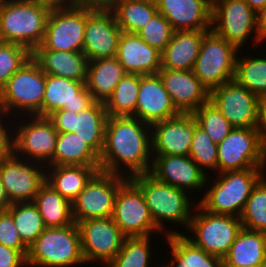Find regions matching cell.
Returning <instances> with one entry per match:
<instances>
[{
    "mask_svg": "<svg viewBox=\"0 0 266 267\" xmlns=\"http://www.w3.org/2000/svg\"><path fill=\"white\" fill-rule=\"evenodd\" d=\"M151 151V125L133 116H108L100 171L127 178L147 173L152 166Z\"/></svg>",
    "mask_w": 266,
    "mask_h": 267,
    "instance_id": "1",
    "label": "cell"
},
{
    "mask_svg": "<svg viewBox=\"0 0 266 267\" xmlns=\"http://www.w3.org/2000/svg\"><path fill=\"white\" fill-rule=\"evenodd\" d=\"M51 10L36 0L0 2V42L24 46L32 53L43 41Z\"/></svg>",
    "mask_w": 266,
    "mask_h": 267,
    "instance_id": "2",
    "label": "cell"
},
{
    "mask_svg": "<svg viewBox=\"0 0 266 267\" xmlns=\"http://www.w3.org/2000/svg\"><path fill=\"white\" fill-rule=\"evenodd\" d=\"M130 179L140 188L155 226L165 232L164 221L177 223L188 228L192 217V203L188 192L164 183L149 172L137 174ZM163 229V230H162Z\"/></svg>",
    "mask_w": 266,
    "mask_h": 267,
    "instance_id": "3",
    "label": "cell"
},
{
    "mask_svg": "<svg viewBox=\"0 0 266 267\" xmlns=\"http://www.w3.org/2000/svg\"><path fill=\"white\" fill-rule=\"evenodd\" d=\"M262 169L225 171L218 174V180L205 192L199 205L213 214L240 217L253 187L264 176Z\"/></svg>",
    "mask_w": 266,
    "mask_h": 267,
    "instance_id": "4",
    "label": "cell"
},
{
    "mask_svg": "<svg viewBox=\"0 0 266 267\" xmlns=\"http://www.w3.org/2000/svg\"><path fill=\"white\" fill-rule=\"evenodd\" d=\"M85 264L78 225L46 227L29 247L28 266L72 267Z\"/></svg>",
    "mask_w": 266,
    "mask_h": 267,
    "instance_id": "5",
    "label": "cell"
},
{
    "mask_svg": "<svg viewBox=\"0 0 266 267\" xmlns=\"http://www.w3.org/2000/svg\"><path fill=\"white\" fill-rule=\"evenodd\" d=\"M45 82L46 74L31 57L0 90V111L10 115L21 110L19 114L24 112L26 117L28 114L42 116Z\"/></svg>",
    "mask_w": 266,
    "mask_h": 267,
    "instance_id": "6",
    "label": "cell"
},
{
    "mask_svg": "<svg viewBox=\"0 0 266 267\" xmlns=\"http://www.w3.org/2000/svg\"><path fill=\"white\" fill-rule=\"evenodd\" d=\"M195 212L190 220L186 236L194 245L207 253L223 258L234 243L237 234L242 229L240 217L223 214H213L204 210L197 202Z\"/></svg>",
    "mask_w": 266,
    "mask_h": 267,
    "instance_id": "7",
    "label": "cell"
},
{
    "mask_svg": "<svg viewBox=\"0 0 266 267\" xmlns=\"http://www.w3.org/2000/svg\"><path fill=\"white\" fill-rule=\"evenodd\" d=\"M239 50L212 29L203 37L193 73L209 90L234 79Z\"/></svg>",
    "mask_w": 266,
    "mask_h": 267,
    "instance_id": "8",
    "label": "cell"
},
{
    "mask_svg": "<svg viewBox=\"0 0 266 267\" xmlns=\"http://www.w3.org/2000/svg\"><path fill=\"white\" fill-rule=\"evenodd\" d=\"M217 148V173L266 168V150L257 128H233Z\"/></svg>",
    "mask_w": 266,
    "mask_h": 267,
    "instance_id": "9",
    "label": "cell"
},
{
    "mask_svg": "<svg viewBox=\"0 0 266 267\" xmlns=\"http://www.w3.org/2000/svg\"><path fill=\"white\" fill-rule=\"evenodd\" d=\"M87 7L52 8L42 43L35 50L82 52Z\"/></svg>",
    "mask_w": 266,
    "mask_h": 267,
    "instance_id": "10",
    "label": "cell"
},
{
    "mask_svg": "<svg viewBox=\"0 0 266 267\" xmlns=\"http://www.w3.org/2000/svg\"><path fill=\"white\" fill-rule=\"evenodd\" d=\"M211 29L238 50L254 31L255 44L264 41L257 29L256 13L245 0H219L212 5ZM258 42V43H257Z\"/></svg>",
    "mask_w": 266,
    "mask_h": 267,
    "instance_id": "11",
    "label": "cell"
},
{
    "mask_svg": "<svg viewBox=\"0 0 266 267\" xmlns=\"http://www.w3.org/2000/svg\"><path fill=\"white\" fill-rule=\"evenodd\" d=\"M126 238L160 232L154 224L140 188L128 178L118 189L112 217Z\"/></svg>",
    "mask_w": 266,
    "mask_h": 267,
    "instance_id": "12",
    "label": "cell"
},
{
    "mask_svg": "<svg viewBox=\"0 0 266 267\" xmlns=\"http://www.w3.org/2000/svg\"><path fill=\"white\" fill-rule=\"evenodd\" d=\"M127 179L119 174L98 171L72 202L74 222L112 217L116 194Z\"/></svg>",
    "mask_w": 266,
    "mask_h": 267,
    "instance_id": "13",
    "label": "cell"
},
{
    "mask_svg": "<svg viewBox=\"0 0 266 267\" xmlns=\"http://www.w3.org/2000/svg\"><path fill=\"white\" fill-rule=\"evenodd\" d=\"M25 122L27 123L22 121L16 127L17 129L14 128L16 134L12 133L14 134V154L25 160L53 166V154L58 138L54 124L48 117L37 115H29Z\"/></svg>",
    "mask_w": 266,
    "mask_h": 267,
    "instance_id": "14",
    "label": "cell"
},
{
    "mask_svg": "<svg viewBox=\"0 0 266 267\" xmlns=\"http://www.w3.org/2000/svg\"><path fill=\"white\" fill-rule=\"evenodd\" d=\"M259 98L233 79L211 90L209 101L233 128H257Z\"/></svg>",
    "mask_w": 266,
    "mask_h": 267,
    "instance_id": "15",
    "label": "cell"
},
{
    "mask_svg": "<svg viewBox=\"0 0 266 267\" xmlns=\"http://www.w3.org/2000/svg\"><path fill=\"white\" fill-rule=\"evenodd\" d=\"M57 132H72L87 143L99 156L104 147L108 115L104 103L95 101L79 113L57 110L48 116Z\"/></svg>",
    "mask_w": 266,
    "mask_h": 267,
    "instance_id": "16",
    "label": "cell"
},
{
    "mask_svg": "<svg viewBox=\"0 0 266 267\" xmlns=\"http://www.w3.org/2000/svg\"><path fill=\"white\" fill-rule=\"evenodd\" d=\"M39 166L40 162L25 160L15 154L0 161V180L11 204L34 201L46 182V166Z\"/></svg>",
    "mask_w": 266,
    "mask_h": 267,
    "instance_id": "17",
    "label": "cell"
},
{
    "mask_svg": "<svg viewBox=\"0 0 266 267\" xmlns=\"http://www.w3.org/2000/svg\"><path fill=\"white\" fill-rule=\"evenodd\" d=\"M85 263L102 261L107 265L120 251L125 236L111 217L77 223Z\"/></svg>",
    "mask_w": 266,
    "mask_h": 267,
    "instance_id": "18",
    "label": "cell"
},
{
    "mask_svg": "<svg viewBox=\"0 0 266 267\" xmlns=\"http://www.w3.org/2000/svg\"><path fill=\"white\" fill-rule=\"evenodd\" d=\"M121 33L111 9L88 8L82 52L88 61L116 57Z\"/></svg>",
    "mask_w": 266,
    "mask_h": 267,
    "instance_id": "19",
    "label": "cell"
},
{
    "mask_svg": "<svg viewBox=\"0 0 266 267\" xmlns=\"http://www.w3.org/2000/svg\"><path fill=\"white\" fill-rule=\"evenodd\" d=\"M196 125L197 120L192 113H180L152 124V155L189 156Z\"/></svg>",
    "mask_w": 266,
    "mask_h": 267,
    "instance_id": "20",
    "label": "cell"
},
{
    "mask_svg": "<svg viewBox=\"0 0 266 267\" xmlns=\"http://www.w3.org/2000/svg\"><path fill=\"white\" fill-rule=\"evenodd\" d=\"M85 82L46 74L42 116L48 117L60 109L79 113L90 107L95 100Z\"/></svg>",
    "mask_w": 266,
    "mask_h": 267,
    "instance_id": "21",
    "label": "cell"
},
{
    "mask_svg": "<svg viewBox=\"0 0 266 267\" xmlns=\"http://www.w3.org/2000/svg\"><path fill=\"white\" fill-rule=\"evenodd\" d=\"M149 173L156 179L183 191L203 189L205 188L204 185L208 186L207 183L209 182V177L189 156H152V166Z\"/></svg>",
    "mask_w": 266,
    "mask_h": 267,
    "instance_id": "22",
    "label": "cell"
},
{
    "mask_svg": "<svg viewBox=\"0 0 266 267\" xmlns=\"http://www.w3.org/2000/svg\"><path fill=\"white\" fill-rule=\"evenodd\" d=\"M179 114L159 74L140 75L138 100L132 116L152 125Z\"/></svg>",
    "mask_w": 266,
    "mask_h": 267,
    "instance_id": "23",
    "label": "cell"
},
{
    "mask_svg": "<svg viewBox=\"0 0 266 267\" xmlns=\"http://www.w3.org/2000/svg\"><path fill=\"white\" fill-rule=\"evenodd\" d=\"M171 101L180 113H193L209 101V90L193 70L160 69L158 72Z\"/></svg>",
    "mask_w": 266,
    "mask_h": 267,
    "instance_id": "24",
    "label": "cell"
},
{
    "mask_svg": "<svg viewBox=\"0 0 266 267\" xmlns=\"http://www.w3.org/2000/svg\"><path fill=\"white\" fill-rule=\"evenodd\" d=\"M159 13L174 31L211 30L212 4L208 0H155Z\"/></svg>",
    "mask_w": 266,
    "mask_h": 267,
    "instance_id": "25",
    "label": "cell"
},
{
    "mask_svg": "<svg viewBox=\"0 0 266 267\" xmlns=\"http://www.w3.org/2000/svg\"><path fill=\"white\" fill-rule=\"evenodd\" d=\"M116 58L130 74H158L161 69V52L144 42L137 33L122 31Z\"/></svg>",
    "mask_w": 266,
    "mask_h": 267,
    "instance_id": "26",
    "label": "cell"
},
{
    "mask_svg": "<svg viewBox=\"0 0 266 267\" xmlns=\"http://www.w3.org/2000/svg\"><path fill=\"white\" fill-rule=\"evenodd\" d=\"M207 31L209 30L174 31L161 52V69L193 70Z\"/></svg>",
    "mask_w": 266,
    "mask_h": 267,
    "instance_id": "27",
    "label": "cell"
},
{
    "mask_svg": "<svg viewBox=\"0 0 266 267\" xmlns=\"http://www.w3.org/2000/svg\"><path fill=\"white\" fill-rule=\"evenodd\" d=\"M31 57L45 74L86 81L88 59L83 52L34 50Z\"/></svg>",
    "mask_w": 266,
    "mask_h": 267,
    "instance_id": "28",
    "label": "cell"
},
{
    "mask_svg": "<svg viewBox=\"0 0 266 267\" xmlns=\"http://www.w3.org/2000/svg\"><path fill=\"white\" fill-rule=\"evenodd\" d=\"M223 261L231 267H266V233L242 227Z\"/></svg>",
    "mask_w": 266,
    "mask_h": 267,
    "instance_id": "29",
    "label": "cell"
},
{
    "mask_svg": "<svg viewBox=\"0 0 266 267\" xmlns=\"http://www.w3.org/2000/svg\"><path fill=\"white\" fill-rule=\"evenodd\" d=\"M125 74L116 57L89 61L85 86L95 101L105 103Z\"/></svg>",
    "mask_w": 266,
    "mask_h": 267,
    "instance_id": "30",
    "label": "cell"
},
{
    "mask_svg": "<svg viewBox=\"0 0 266 267\" xmlns=\"http://www.w3.org/2000/svg\"><path fill=\"white\" fill-rule=\"evenodd\" d=\"M168 231L164 235L171 248L172 261L161 267H222L223 258L197 247L184 233Z\"/></svg>",
    "mask_w": 266,
    "mask_h": 267,
    "instance_id": "31",
    "label": "cell"
},
{
    "mask_svg": "<svg viewBox=\"0 0 266 267\" xmlns=\"http://www.w3.org/2000/svg\"><path fill=\"white\" fill-rule=\"evenodd\" d=\"M52 170L49 171V168ZM46 183L71 203L78 197L100 166H48ZM48 172V173H47Z\"/></svg>",
    "mask_w": 266,
    "mask_h": 267,
    "instance_id": "32",
    "label": "cell"
},
{
    "mask_svg": "<svg viewBox=\"0 0 266 267\" xmlns=\"http://www.w3.org/2000/svg\"><path fill=\"white\" fill-rule=\"evenodd\" d=\"M53 165L100 166V156L77 134L58 132Z\"/></svg>",
    "mask_w": 266,
    "mask_h": 267,
    "instance_id": "33",
    "label": "cell"
},
{
    "mask_svg": "<svg viewBox=\"0 0 266 267\" xmlns=\"http://www.w3.org/2000/svg\"><path fill=\"white\" fill-rule=\"evenodd\" d=\"M33 202L37 205L45 227H63L74 223L72 203L46 182L40 187Z\"/></svg>",
    "mask_w": 266,
    "mask_h": 267,
    "instance_id": "34",
    "label": "cell"
},
{
    "mask_svg": "<svg viewBox=\"0 0 266 267\" xmlns=\"http://www.w3.org/2000/svg\"><path fill=\"white\" fill-rule=\"evenodd\" d=\"M113 11L120 29L137 33L158 12L155 0H116Z\"/></svg>",
    "mask_w": 266,
    "mask_h": 267,
    "instance_id": "35",
    "label": "cell"
},
{
    "mask_svg": "<svg viewBox=\"0 0 266 267\" xmlns=\"http://www.w3.org/2000/svg\"><path fill=\"white\" fill-rule=\"evenodd\" d=\"M140 75L126 73L104 103L108 116H132L135 113Z\"/></svg>",
    "mask_w": 266,
    "mask_h": 267,
    "instance_id": "36",
    "label": "cell"
},
{
    "mask_svg": "<svg viewBox=\"0 0 266 267\" xmlns=\"http://www.w3.org/2000/svg\"><path fill=\"white\" fill-rule=\"evenodd\" d=\"M7 211L13 217L21 240L29 248L46 228L37 205L33 201L12 203Z\"/></svg>",
    "mask_w": 266,
    "mask_h": 267,
    "instance_id": "37",
    "label": "cell"
},
{
    "mask_svg": "<svg viewBox=\"0 0 266 267\" xmlns=\"http://www.w3.org/2000/svg\"><path fill=\"white\" fill-rule=\"evenodd\" d=\"M236 57L234 80L257 96L266 95V58Z\"/></svg>",
    "mask_w": 266,
    "mask_h": 267,
    "instance_id": "38",
    "label": "cell"
},
{
    "mask_svg": "<svg viewBox=\"0 0 266 267\" xmlns=\"http://www.w3.org/2000/svg\"><path fill=\"white\" fill-rule=\"evenodd\" d=\"M264 177L253 187L240 220L243 228L266 233V177Z\"/></svg>",
    "mask_w": 266,
    "mask_h": 267,
    "instance_id": "39",
    "label": "cell"
},
{
    "mask_svg": "<svg viewBox=\"0 0 266 267\" xmlns=\"http://www.w3.org/2000/svg\"><path fill=\"white\" fill-rule=\"evenodd\" d=\"M150 239L151 236L125 238L120 251L107 267H149L152 257Z\"/></svg>",
    "mask_w": 266,
    "mask_h": 267,
    "instance_id": "40",
    "label": "cell"
},
{
    "mask_svg": "<svg viewBox=\"0 0 266 267\" xmlns=\"http://www.w3.org/2000/svg\"><path fill=\"white\" fill-rule=\"evenodd\" d=\"M192 114L198 126L210 136L215 144H219L233 129L230 122L211 101L202 104Z\"/></svg>",
    "mask_w": 266,
    "mask_h": 267,
    "instance_id": "41",
    "label": "cell"
},
{
    "mask_svg": "<svg viewBox=\"0 0 266 267\" xmlns=\"http://www.w3.org/2000/svg\"><path fill=\"white\" fill-rule=\"evenodd\" d=\"M189 157L201 168L217 170L218 148L210 136L198 124L195 126Z\"/></svg>",
    "mask_w": 266,
    "mask_h": 267,
    "instance_id": "42",
    "label": "cell"
},
{
    "mask_svg": "<svg viewBox=\"0 0 266 267\" xmlns=\"http://www.w3.org/2000/svg\"><path fill=\"white\" fill-rule=\"evenodd\" d=\"M31 58V52L24 46L0 42V90L9 78Z\"/></svg>",
    "mask_w": 266,
    "mask_h": 267,
    "instance_id": "43",
    "label": "cell"
},
{
    "mask_svg": "<svg viewBox=\"0 0 266 267\" xmlns=\"http://www.w3.org/2000/svg\"><path fill=\"white\" fill-rule=\"evenodd\" d=\"M174 33L169 21L157 12L151 20L140 29L137 34L141 39L152 47L162 52Z\"/></svg>",
    "mask_w": 266,
    "mask_h": 267,
    "instance_id": "44",
    "label": "cell"
},
{
    "mask_svg": "<svg viewBox=\"0 0 266 267\" xmlns=\"http://www.w3.org/2000/svg\"><path fill=\"white\" fill-rule=\"evenodd\" d=\"M0 244L19 250L27 258L29 248L21 240L8 211H0Z\"/></svg>",
    "mask_w": 266,
    "mask_h": 267,
    "instance_id": "45",
    "label": "cell"
},
{
    "mask_svg": "<svg viewBox=\"0 0 266 267\" xmlns=\"http://www.w3.org/2000/svg\"><path fill=\"white\" fill-rule=\"evenodd\" d=\"M27 265V258L17 249L0 244V267H23Z\"/></svg>",
    "mask_w": 266,
    "mask_h": 267,
    "instance_id": "46",
    "label": "cell"
},
{
    "mask_svg": "<svg viewBox=\"0 0 266 267\" xmlns=\"http://www.w3.org/2000/svg\"><path fill=\"white\" fill-rule=\"evenodd\" d=\"M3 115L5 117L8 114L0 111V161L14 154V135L10 132L11 128L8 129L6 128L7 126L3 124Z\"/></svg>",
    "mask_w": 266,
    "mask_h": 267,
    "instance_id": "47",
    "label": "cell"
},
{
    "mask_svg": "<svg viewBox=\"0 0 266 267\" xmlns=\"http://www.w3.org/2000/svg\"><path fill=\"white\" fill-rule=\"evenodd\" d=\"M257 129L260 133L261 143L266 150V95L259 98V117Z\"/></svg>",
    "mask_w": 266,
    "mask_h": 267,
    "instance_id": "48",
    "label": "cell"
},
{
    "mask_svg": "<svg viewBox=\"0 0 266 267\" xmlns=\"http://www.w3.org/2000/svg\"><path fill=\"white\" fill-rule=\"evenodd\" d=\"M116 0H73V6L92 9H111Z\"/></svg>",
    "mask_w": 266,
    "mask_h": 267,
    "instance_id": "49",
    "label": "cell"
},
{
    "mask_svg": "<svg viewBox=\"0 0 266 267\" xmlns=\"http://www.w3.org/2000/svg\"><path fill=\"white\" fill-rule=\"evenodd\" d=\"M257 17V29L259 36L265 40L266 39V5L256 13Z\"/></svg>",
    "mask_w": 266,
    "mask_h": 267,
    "instance_id": "50",
    "label": "cell"
},
{
    "mask_svg": "<svg viewBox=\"0 0 266 267\" xmlns=\"http://www.w3.org/2000/svg\"><path fill=\"white\" fill-rule=\"evenodd\" d=\"M41 4L47 5L51 8L71 7L73 0H36Z\"/></svg>",
    "mask_w": 266,
    "mask_h": 267,
    "instance_id": "51",
    "label": "cell"
},
{
    "mask_svg": "<svg viewBox=\"0 0 266 267\" xmlns=\"http://www.w3.org/2000/svg\"><path fill=\"white\" fill-rule=\"evenodd\" d=\"M10 205L11 202L9 201L5 188L0 180V211H7Z\"/></svg>",
    "mask_w": 266,
    "mask_h": 267,
    "instance_id": "52",
    "label": "cell"
},
{
    "mask_svg": "<svg viewBox=\"0 0 266 267\" xmlns=\"http://www.w3.org/2000/svg\"><path fill=\"white\" fill-rule=\"evenodd\" d=\"M245 2L255 13L259 12L266 5V0H245Z\"/></svg>",
    "mask_w": 266,
    "mask_h": 267,
    "instance_id": "53",
    "label": "cell"
},
{
    "mask_svg": "<svg viewBox=\"0 0 266 267\" xmlns=\"http://www.w3.org/2000/svg\"><path fill=\"white\" fill-rule=\"evenodd\" d=\"M212 5L219 0H208Z\"/></svg>",
    "mask_w": 266,
    "mask_h": 267,
    "instance_id": "54",
    "label": "cell"
},
{
    "mask_svg": "<svg viewBox=\"0 0 266 267\" xmlns=\"http://www.w3.org/2000/svg\"><path fill=\"white\" fill-rule=\"evenodd\" d=\"M222 267H231V266H228V265L223 263Z\"/></svg>",
    "mask_w": 266,
    "mask_h": 267,
    "instance_id": "55",
    "label": "cell"
}]
</instances>
